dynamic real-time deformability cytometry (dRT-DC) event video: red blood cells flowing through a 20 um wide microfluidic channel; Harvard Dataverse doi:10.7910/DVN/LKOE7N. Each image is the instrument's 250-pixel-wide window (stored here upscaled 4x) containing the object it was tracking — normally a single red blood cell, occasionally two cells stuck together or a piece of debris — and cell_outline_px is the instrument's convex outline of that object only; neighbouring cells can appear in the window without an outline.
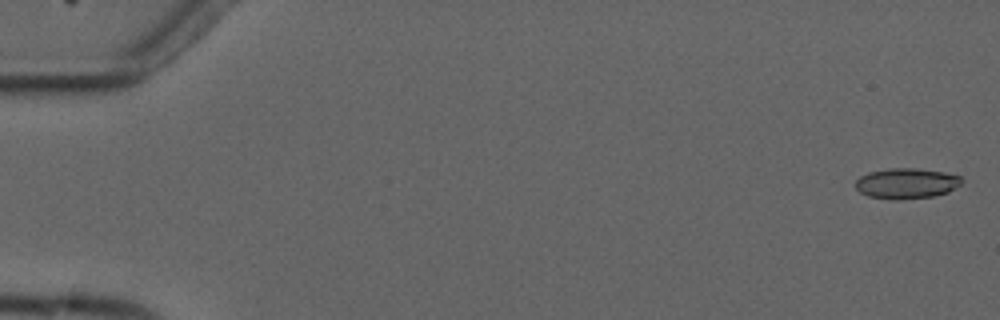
{"species": "common noctule bat (a hibernating species)", "species_latin": "Nyctalus noctula", "temperature_condition": "cold", "stored_images_in_passage": 5, "camera_frame_rate_fps": 3000, "um_per_image_px": 0.085, "animal": {"sex": "male", "forearm_length_mm": 52.5}, "frame": {"image": 1, "passage_image": 1, "time_ms": 0.0, "image_size_px": [1000, 320], "cell_outline_px": [[964, 180], [960, 184], [948, 192], [936, 196], [900, 200], [892, 200], [868, 196], [860, 192], [856, 188], [856, 180], [860, 176], [868, 172], [888, 168], [916, 168], [944, 172], [960, 176]], "centroid_in_image_um": [77.05, 15.59], "position_along_channel_um": 8.0, "area_um2": 19.07}}
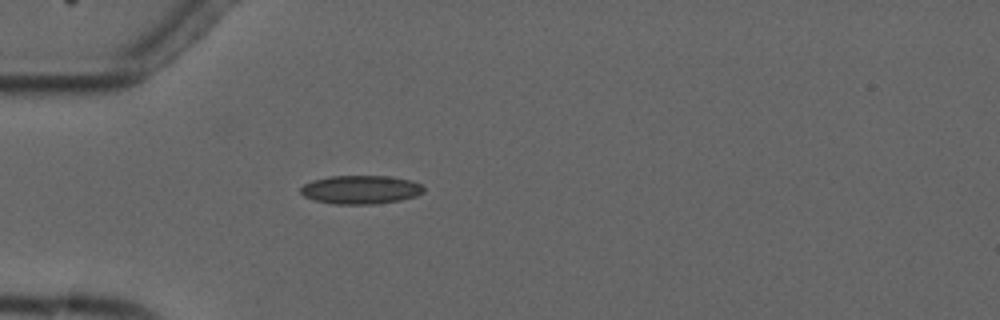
{"frame": {"image": 2, "passage_image": 5, "time_ms": 5.0, "image_size_px": [1000, 320], "cell_outline_px": [[424, 192], [416, 196], [400, 200], [376, 204], [332, 204], [316, 200], [304, 196], [300, 192], [300, 188], [304, 184], [312, 180], [328, 176], [392, 176], [408, 180], [420, 184], [424, 188]], "centroid_in_image_um": [30.65, 16.12], "position_along_channel_um": 54.4, "area_um2": 20.52}}